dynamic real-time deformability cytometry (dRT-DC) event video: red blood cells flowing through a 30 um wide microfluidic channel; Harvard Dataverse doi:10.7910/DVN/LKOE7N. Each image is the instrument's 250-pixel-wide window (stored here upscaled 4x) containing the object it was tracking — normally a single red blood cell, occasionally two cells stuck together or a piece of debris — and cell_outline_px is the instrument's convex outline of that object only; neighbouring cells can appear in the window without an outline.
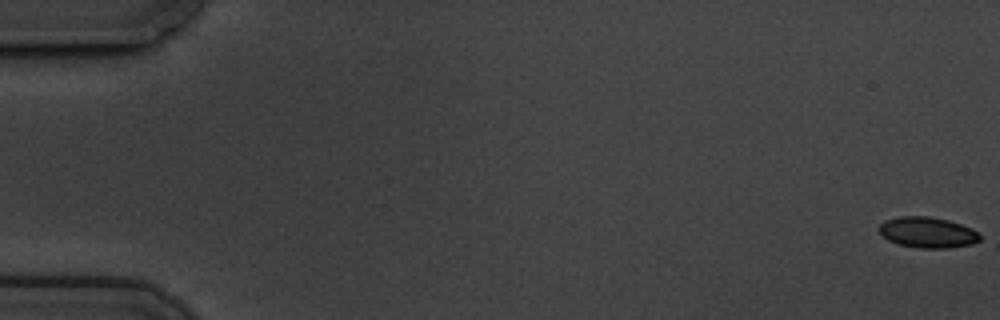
{"species": "common noctule bat (a hibernating species)", "species_latin": "Nyctalus noctula", "temperature_condition": "cold", "stored_images_in_passage": 61, "camera_frame_rate_fps": 3000, "um_per_image_px": 0.085, "animal": {"sex": "male", "body_mass_g": 19.5, "forearm_length_mm": 54.6}, "frame": {"image": 1, "passage_image": 1, "time_ms": 0.0, "image_size_px": [1000, 320], "cell_outline_px": [[980, 240], [972, 244], [948, 248], [916, 248], [900, 244], [888, 240], [880, 232], [880, 224], [884, 220], [900, 216], [928, 216], [948, 220], [972, 228], [980, 232]], "centroid_in_image_um": [78.87, 19.75], "position_along_channel_um": 6.1, "area_um2": 18.09}}
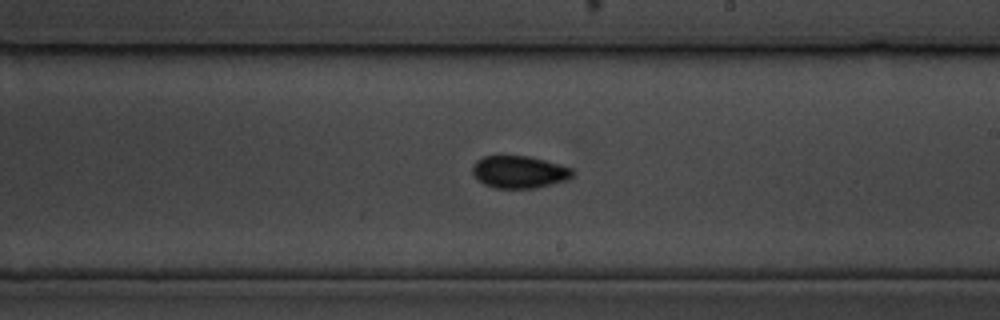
{"frame": {"image": 2, "passage_image": 36, "time_ms": 11.667, "image_size_px": [1000, 320], "cell_outline_px": [[576, 172], [568, 180], [536, 188], [496, 188], [484, 184], [476, 180], [472, 172], [472, 164], [476, 160], [484, 156], [528, 156], [560, 164], [572, 168]], "centroid_in_image_um": [44.13, 14.62], "position_along_channel_um": 244.9, "area_um2": 19.07}}
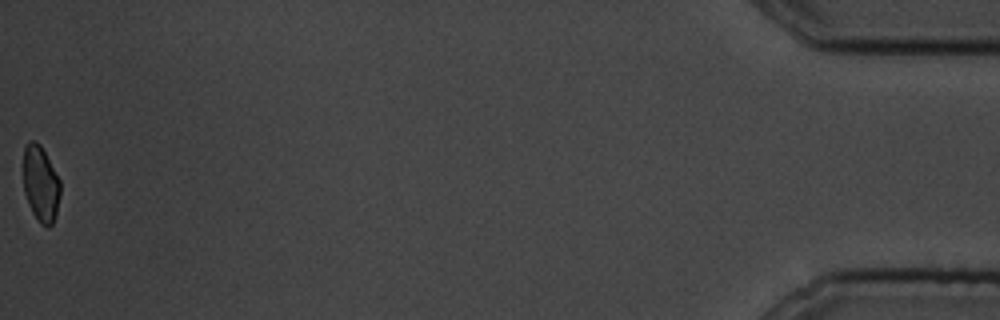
{"frame": {"image": 3, "passage_image": 61, "time_ms": 20.0, "image_size_px": [1000, 320], "cell_outline_px": [[60, 196], [56, 212], [52, 224], [48, 228], [40, 224], [32, 212], [28, 204], [24, 192], [24, 144], [28, 140], [36, 140], [40, 144], [60, 180]], "centroid_in_image_um": [3.45, 15.61], "position_along_channel_um": 431.8, "area_um2": 16.42}, "authors_computed_cell_mechanics": {"area_um2": 18.4382, "velocity_mm_per_s": 3.3745, "shape_relaxation_time_tau1_ms": null, "shape_relaxation_time_tau2_ms": 1.1167, "deformation_change_tau1": null, "deformation_change_tau2": 0.05}}